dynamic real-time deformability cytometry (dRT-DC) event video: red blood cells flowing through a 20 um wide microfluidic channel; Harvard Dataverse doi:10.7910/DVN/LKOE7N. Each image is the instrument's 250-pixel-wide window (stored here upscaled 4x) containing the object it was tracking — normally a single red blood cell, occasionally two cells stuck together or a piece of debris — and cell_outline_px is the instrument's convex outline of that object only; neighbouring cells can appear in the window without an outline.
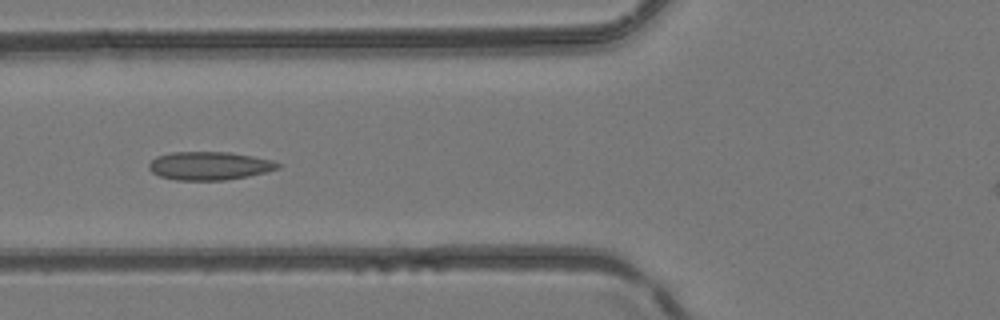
{"species": "common noctule bat (a hibernating species)", "species_latin": "Nyctalus noctula", "temperature_condition": "room temperature", "stored_images_in_passage": 5, "camera_frame_rate_fps": 3000, "um_per_image_px": 0.085, "animal": {"sex": "female", "body_mass_g": 24.6, "forearm_length_mm": 56.2}, "frame": {"image": 1, "passage_image": 5, "time_ms": 1.333, "image_size_px": [1000, 320], "cell_outline_px": [[280, 168], [248, 176], [224, 180], [176, 180], [160, 176], [152, 172], [148, 168], [148, 164], [156, 156], [172, 152], [232, 152], [272, 160], [280, 164]], "centroid_in_image_um": [17.78, 14.09], "position_along_channel_um": 108.0, "area_um2": 21.21}}